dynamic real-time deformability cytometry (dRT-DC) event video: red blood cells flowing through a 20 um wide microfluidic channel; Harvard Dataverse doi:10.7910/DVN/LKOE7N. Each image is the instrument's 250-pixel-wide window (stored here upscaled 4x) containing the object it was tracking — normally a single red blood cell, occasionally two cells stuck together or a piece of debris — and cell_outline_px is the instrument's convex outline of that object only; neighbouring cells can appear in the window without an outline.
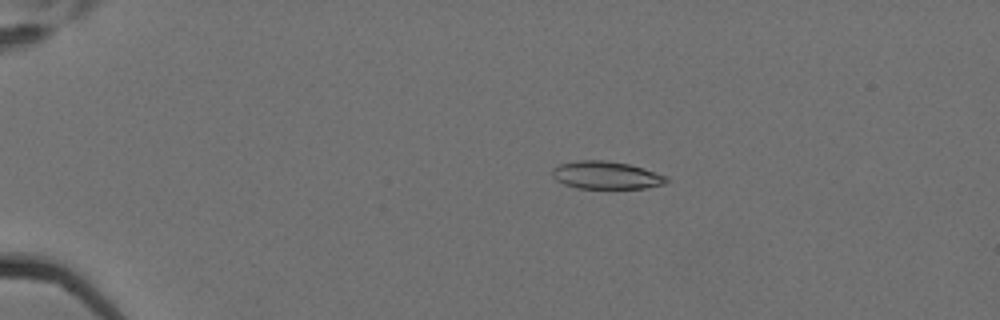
{"species": "Egyptian fruit bat (a non-hibernating species)", "species_latin": "Rousettus aegyptiacus", "temperature_condition": "cold", "stored_images_in_passage": 5, "camera_frame_rate_fps": 3000, "um_per_image_px": 0.085, "animal": {"sex": "female"}, "frame": {"image": 1, "passage_image": 4, "time_ms": 1.0, "image_size_px": [1000, 320], "cell_outline_px": [[668, 180], [664, 184], [644, 188], [576, 188], [564, 184], [556, 180], [552, 176], [552, 168], [560, 164], [580, 160], [604, 160], [628, 164], [644, 168], [668, 176]], "centroid_in_image_um": [51.52, 14.89], "position_along_channel_um": 33.5, "area_um2": 18.44}}